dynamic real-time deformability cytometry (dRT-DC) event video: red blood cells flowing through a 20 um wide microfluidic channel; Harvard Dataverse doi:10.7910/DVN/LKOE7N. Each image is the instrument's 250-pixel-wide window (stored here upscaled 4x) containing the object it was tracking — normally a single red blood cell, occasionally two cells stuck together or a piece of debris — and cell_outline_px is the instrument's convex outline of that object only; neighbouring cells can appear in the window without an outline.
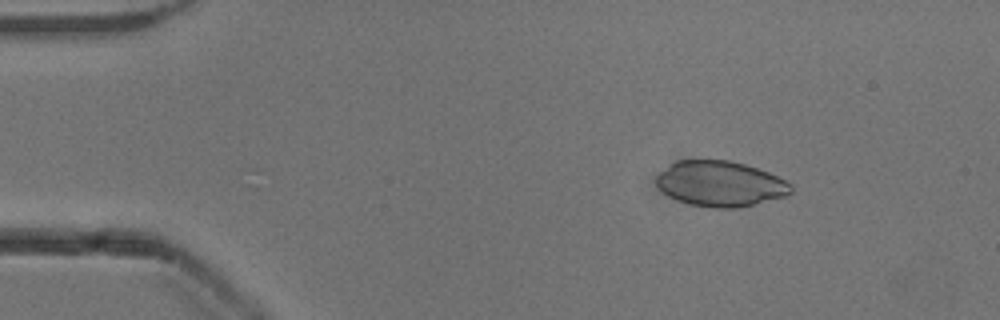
{"species": "common noctule bat (a hibernating species)", "species_latin": "Nyctalus noctula", "temperature_condition": "cold", "stored_images_in_passage": 53, "camera_frame_rate_fps": 3000, "um_per_image_px": 0.085, "animal": {"sex": "male", "body_mass_g": 13.3}, "frame": {"image": 1, "passage_image": 8, "time_ms": 2.333, "image_size_px": [1000, 320], "cell_outline_px": [[792, 192], [788, 196], [740, 208], [716, 208], [692, 204], [668, 196], [656, 184], [656, 176], [660, 172], [676, 160], [728, 160], [744, 164], [768, 172], [792, 184]], "centroid_in_image_um": [61.26, 15.62], "position_along_channel_um": 23.7, "area_um2": 35.55}}
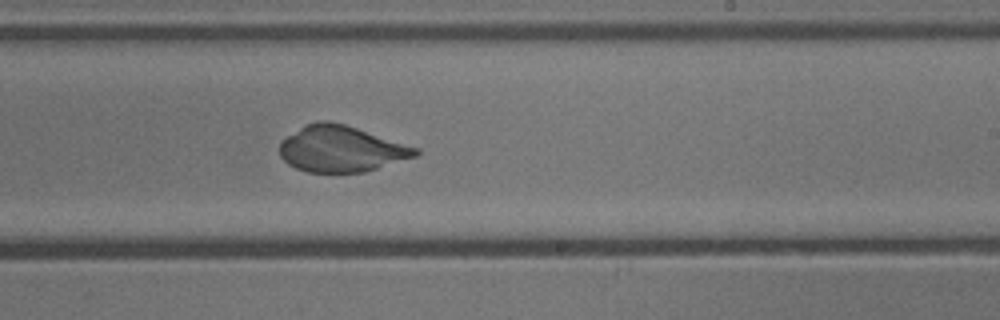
{"frame": {"image": 2, "passage_image": 32, "time_ms": 10.333, "image_size_px": [1000, 320], "cell_outline_px": [[420, 152], [416, 156], [364, 172], [308, 172], [296, 168], [288, 164], [280, 156], [280, 144], [288, 136], [304, 124], [316, 120], [328, 120], [344, 124], [420, 148]], "centroid_in_image_um": [29.0, 12.64], "position_along_channel_um": 260.0, "area_um2": 36.36}}
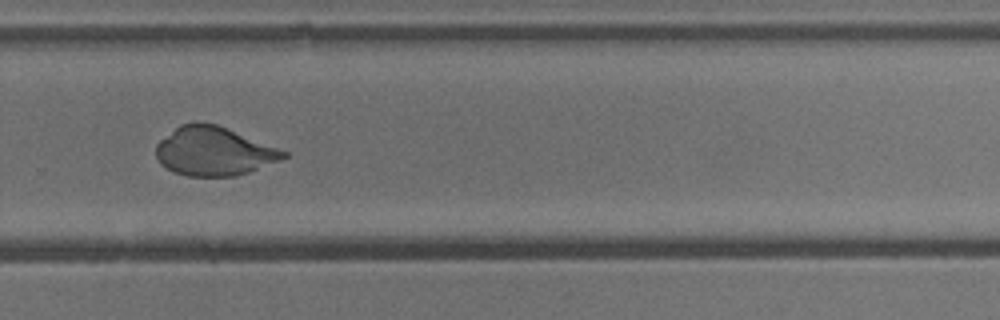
{"frame": {"image": 3, "passage_image": 36, "time_ms": 11.667, "image_size_px": [1000, 320], "cell_outline_px": [[288, 156], [280, 160], [248, 172], [236, 176], [188, 176], [172, 172], [160, 164], [156, 156], [156, 144], [160, 140], [180, 124], [196, 120], [200, 120], [216, 124], [288, 152]], "centroid_in_image_um": [18.13, 12.84], "position_along_channel_um": 311.7, "area_um2": 36.3}}